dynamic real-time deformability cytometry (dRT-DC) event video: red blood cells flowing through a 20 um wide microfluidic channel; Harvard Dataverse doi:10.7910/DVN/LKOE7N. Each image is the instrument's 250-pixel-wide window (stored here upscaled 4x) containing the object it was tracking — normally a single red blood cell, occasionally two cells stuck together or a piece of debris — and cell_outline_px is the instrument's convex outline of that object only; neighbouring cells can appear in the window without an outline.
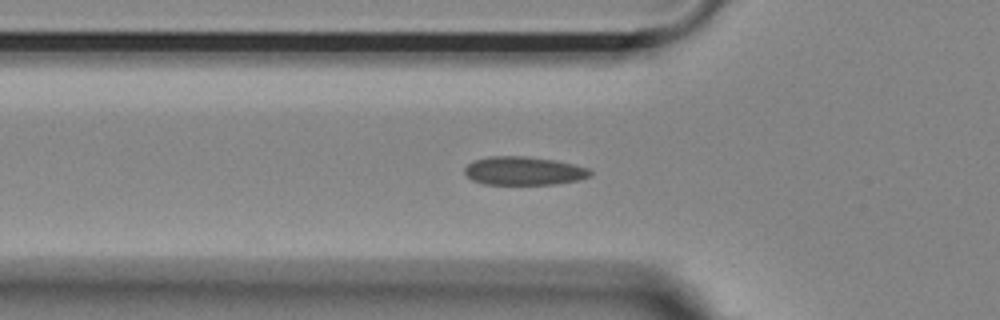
{"species": "Egyptian fruit bat (a non-hibernating species)", "species_latin": "Rousettus aegyptiacus", "temperature_condition": "room temperature", "stored_images_in_passage": 49, "camera_frame_rate_fps": 3000, "um_per_image_px": 0.085, "animal": {"sex": "female"}, "frame": {"image": 1, "passage_image": 12, "time_ms": 3.667, "image_size_px": [1000, 320], "cell_outline_px": [[592, 176], [580, 180], [556, 184], [484, 184], [472, 180], [464, 172], [464, 168], [468, 164], [476, 160], [488, 156], [528, 156], [556, 160], [588, 168], [592, 172]], "centroid_in_image_um": [44.55, 14.52], "position_along_channel_um": 81.3, "area_um2": 20.92}}
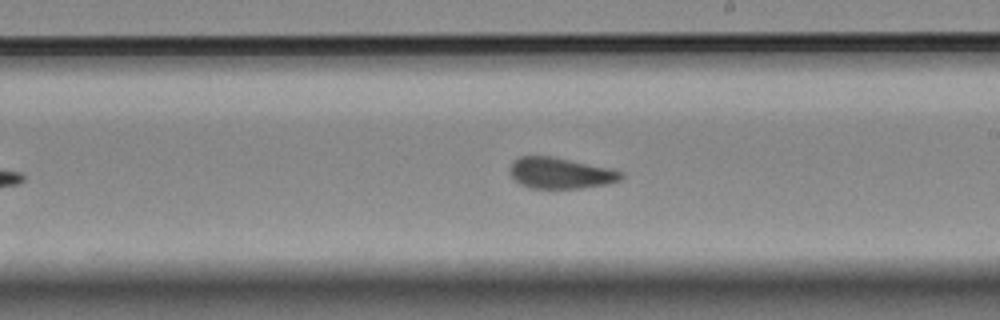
{"frame": {"image": 2, "passage_image": 25, "time_ms": 8.0, "image_size_px": [1000, 320], "cell_outline_px": [[624, 176], [620, 180], [604, 184], [580, 188], [528, 188], [512, 180], [508, 172], [508, 168], [512, 160], [520, 156], [552, 156], [608, 168], [624, 172]], "centroid_in_image_um": [47.54, 14.71], "position_along_channel_um": 241.5, "area_um2": 20.29}}
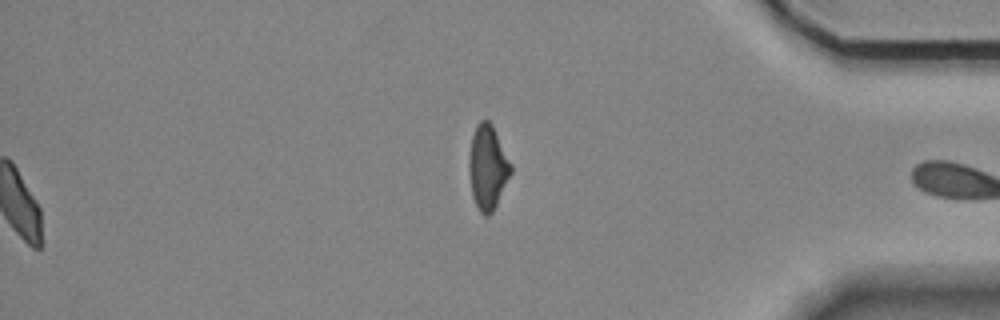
{"frame": {"image": 3, "passage_image": 49, "time_ms": 16.0, "image_size_px": [1000, 320], "cell_outline_px": [[512, 172], [492, 212], [488, 216], [484, 216], [480, 212], [472, 196], [468, 168], [468, 160], [472, 136], [476, 124], [480, 120], [488, 120], [492, 124], [512, 164]], "centroid_in_image_um": [41.44, 14.2], "position_along_channel_um": 393.8, "area_um2": 20.58}, "authors_computed_cell_mechanics": {"area_um2": 20.4034, "velocity_mm_per_s": 3.6762, "shape_relaxation_time_tau1_ms": null, "shape_relaxation_time_tau2_ms": 1.7142, "deformation_change_tau1": null, "deformation_change_tau2": 0.0514}}